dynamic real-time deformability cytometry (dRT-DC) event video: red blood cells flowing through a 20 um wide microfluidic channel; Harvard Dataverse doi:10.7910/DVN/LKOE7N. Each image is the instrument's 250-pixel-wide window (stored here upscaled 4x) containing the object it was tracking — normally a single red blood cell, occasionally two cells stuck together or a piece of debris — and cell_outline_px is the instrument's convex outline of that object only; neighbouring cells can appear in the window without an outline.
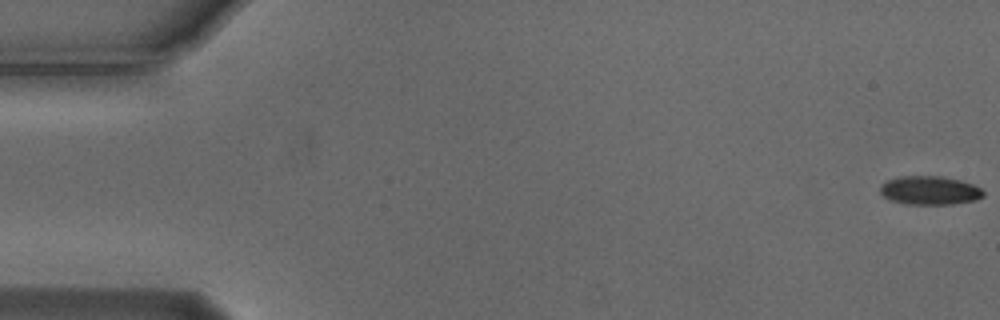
{"species": "Egyptian fruit bat (a non-hibernating species)", "species_latin": "Rousettus aegyptiacus", "temperature_condition": "cold", "stored_images_in_passage": 49, "camera_frame_rate_fps": 3000, "um_per_image_px": 0.085, "animal": {"sex": "male"}, "frame": {"image": 1, "passage_image": 1, "time_ms": 0.0, "image_size_px": [1000, 320], "cell_outline_px": [[984, 196], [976, 200], [952, 204], [904, 204], [888, 200], [880, 192], [880, 184], [888, 180], [900, 176], [940, 176], [960, 180], [972, 184], [980, 188], [984, 192]], "centroid_in_image_um": [79.0, 16.19], "position_along_channel_um": 6.0, "area_um2": 17.34}}
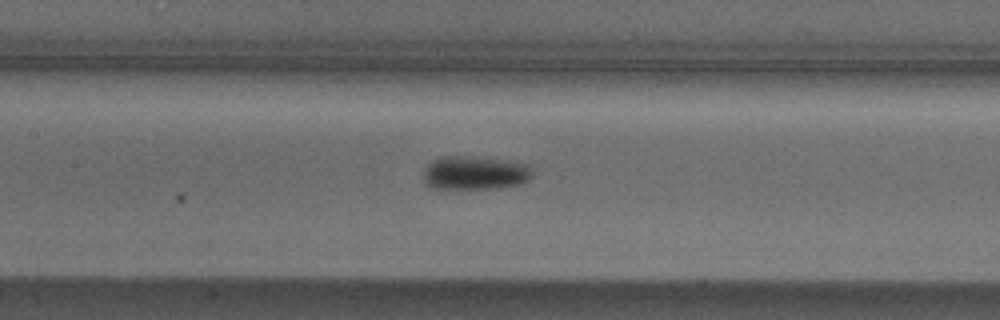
{"frame": {"image": 2, "passage_image": 26, "time_ms": 8.333, "image_size_px": [1000, 320], "cell_outline_px": [[532, 176], [528, 180], [520, 184], [496, 188], [432, 188], [424, 184], [424, 168], [432, 160], [440, 156], [472, 156], [528, 164], [532, 172]], "centroid_in_image_um": [40.32, 14.69], "position_along_channel_um": 167.1, "area_um2": 21.33}}
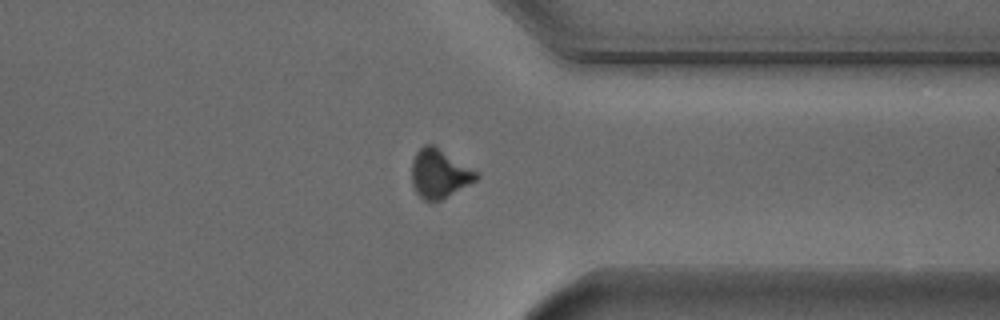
{"frame": {"image": 3, "passage_image": 43, "time_ms": 14.0, "image_size_px": [1000, 320], "cell_outline_px": [[480, 176], [476, 180], [440, 200], [424, 200], [416, 192], [412, 184], [412, 160], [416, 152], [424, 144], [432, 144], [480, 172]], "centroid_in_image_um": [37.35, 14.73], "position_along_channel_um": 374.0, "area_um2": 18.26}, "authors_computed_cell_mechanics": {"area_um2": 18.8428, "velocity_mm_per_s": 3.7303, "shape_relaxation_time_tau1_ms": 3.1487, "shape_relaxation_time_tau2_ms": null, "deformation_change_tau1": 0.0988, "deformation_change_tau2": null}}